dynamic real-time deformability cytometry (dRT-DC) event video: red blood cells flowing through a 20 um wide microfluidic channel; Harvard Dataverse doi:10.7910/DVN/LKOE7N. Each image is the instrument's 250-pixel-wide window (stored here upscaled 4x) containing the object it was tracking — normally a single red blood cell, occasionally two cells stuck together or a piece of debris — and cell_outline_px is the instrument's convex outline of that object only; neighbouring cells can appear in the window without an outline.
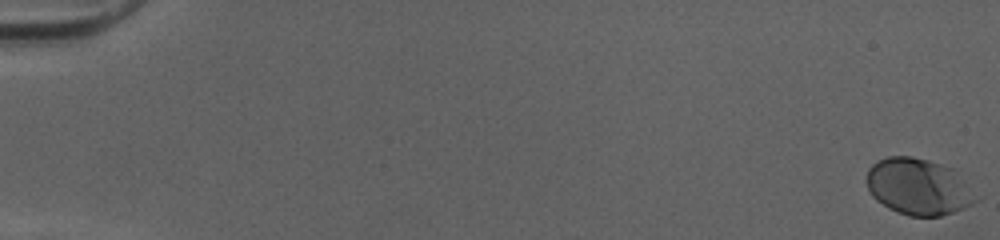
{"species": "human", "species_latin": "Homo sapiens", "temperature_condition": "cold", "stored_images_in_passage": 53, "camera_frame_rate_fps": 3000, "um_per_image_px": 0.085, "donor": {"sex": "female"}, "frame": {"image": 1, "passage_image": 1, "time_ms": 0.0, "image_size_px": [1000, 240], "cell_outline_px": [[980, 196], [972, 204], [964, 208], [940, 216], [908, 216], [888, 208], [876, 200], [872, 196], [868, 188], [868, 168], [872, 164], [888, 156], [912, 156], [928, 160], [952, 168]], "centroid_in_image_um": [78.08, 15.88], "position_along_channel_um": 6.9, "area_um2": 35.89}}
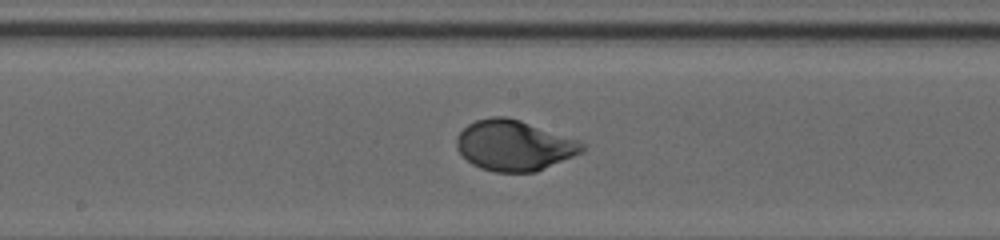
{"frame": {"image": 2, "passage_image": 30, "time_ms": 9.667, "image_size_px": [1000, 240], "cell_outline_px": [[584, 148], [580, 152], [572, 156], [536, 172], [496, 172], [480, 168], [472, 164], [456, 148], [456, 136], [468, 124], [476, 120], [492, 116], [504, 116], [520, 120], [580, 140], [584, 144]], "centroid_in_image_um": [43.68, 12.35], "position_along_channel_um": 204.5, "area_um2": 36.76}}
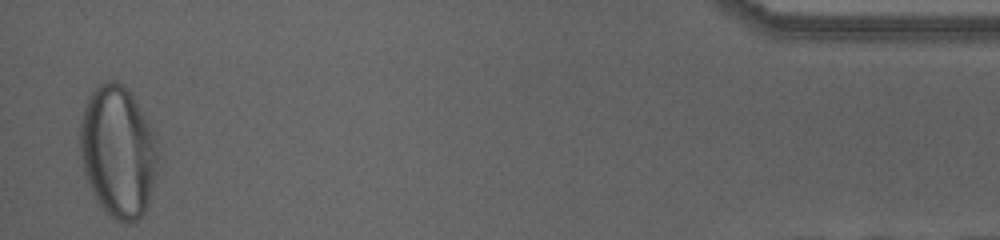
{"frame": {"image": 3, "passage_image": 52, "time_ms": 17.0, "image_size_px": [1000, 240], "cell_outline_px": [[156, 172], [148, 204], [144, 212], [132, 224], [116, 220], [96, 200], [92, 192], [84, 172], [80, 152], [80, 120], [84, 104], [88, 96], [104, 80], [116, 80], [132, 96], [140, 108], [156, 136]], "centroid_in_image_um": [10.01, 12.88], "position_along_channel_um": 425.2, "area_um2": 59.25}, "authors_computed_cell_mechanics": {"area_um2": 36.0672, "velocity_mm_per_s": 4.0287, "shape_relaxation_time_tau1_ms": 3.2488, "shape_relaxation_time_tau2_ms": null, "deformation_change_tau1": 0.1775, "deformation_change_tau2": null}}